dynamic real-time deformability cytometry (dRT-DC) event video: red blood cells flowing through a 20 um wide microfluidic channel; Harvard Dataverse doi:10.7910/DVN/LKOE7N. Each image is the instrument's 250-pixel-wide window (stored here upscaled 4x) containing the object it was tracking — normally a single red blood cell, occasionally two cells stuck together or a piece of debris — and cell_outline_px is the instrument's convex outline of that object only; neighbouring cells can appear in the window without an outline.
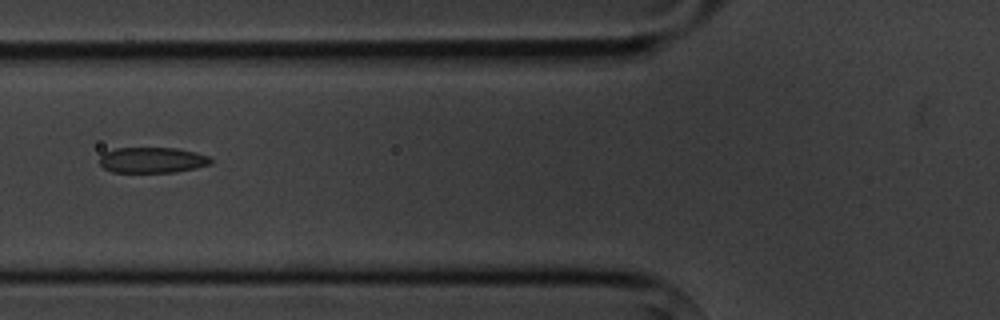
{"species": "common noctule bat (a hibernating species)", "species_latin": "Nyctalus noctula", "temperature_condition": "cold", "stored_images_in_passage": 6, "camera_frame_rate_fps": 3000, "um_per_image_px": 0.085, "animal": {"sex": "male", "body_mass_g": 20.1, "forearm_length_mm": 53.5}, "frame": {"image": 1, "passage_image": 2, "time_ms": 1.333, "image_size_px": [1000, 320], "cell_outline_px": [[212, 164], [196, 168], [176, 172], [112, 172], [104, 168], [100, 164], [100, 156], [104, 152], [116, 148], [176, 148], [196, 152], [208, 156], [212, 160]], "centroid_in_image_um": [12.95, 13.61], "position_along_channel_um": 112.8, "area_um2": 16.7}}
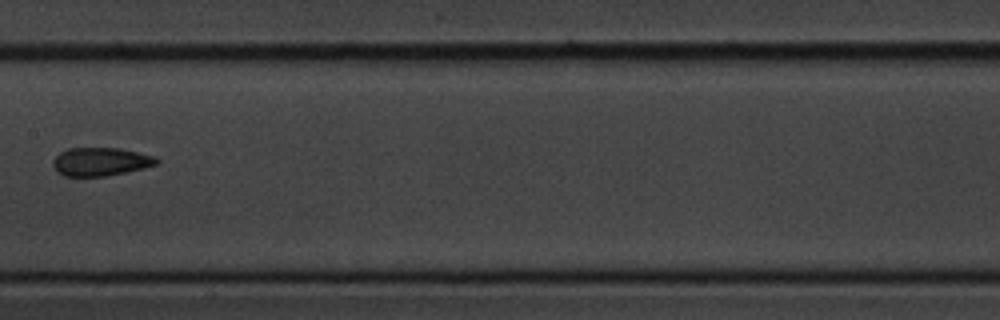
{"frame": {"image": 2, "passage_image": 4, "time_ms": 3.667, "image_size_px": [1000, 320], "cell_outline_px": [[160, 160], [156, 164], [144, 168], [108, 176], [64, 176], [56, 172], [52, 164], [52, 160], [60, 152], [68, 148], [120, 148], [156, 156]], "centroid_in_image_um": [8.54, 13.74], "position_along_channel_um": 198.9, "area_um2": 17.28}}
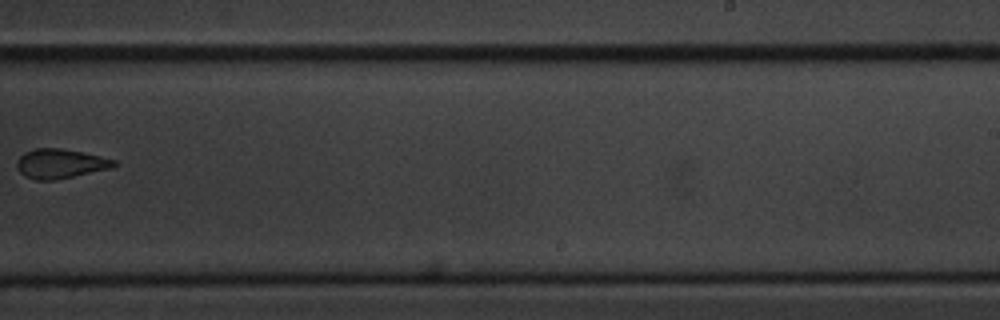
{"frame": {"image": 3, "passage_image": 6, "time_ms": 6.0, "image_size_px": [1000, 320], "cell_outline_px": [[116, 164], [112, 168], [56, 180], [36, 180], [24, 176], [16, 168], [16, 160], [24, 152], [36, 148], [60, 148], [100, 156], [116, 160]], "centroid_in_image_um": [5.09, 13.92], "position_along_channel_um": 283.9, "area_um2": 16.7}}